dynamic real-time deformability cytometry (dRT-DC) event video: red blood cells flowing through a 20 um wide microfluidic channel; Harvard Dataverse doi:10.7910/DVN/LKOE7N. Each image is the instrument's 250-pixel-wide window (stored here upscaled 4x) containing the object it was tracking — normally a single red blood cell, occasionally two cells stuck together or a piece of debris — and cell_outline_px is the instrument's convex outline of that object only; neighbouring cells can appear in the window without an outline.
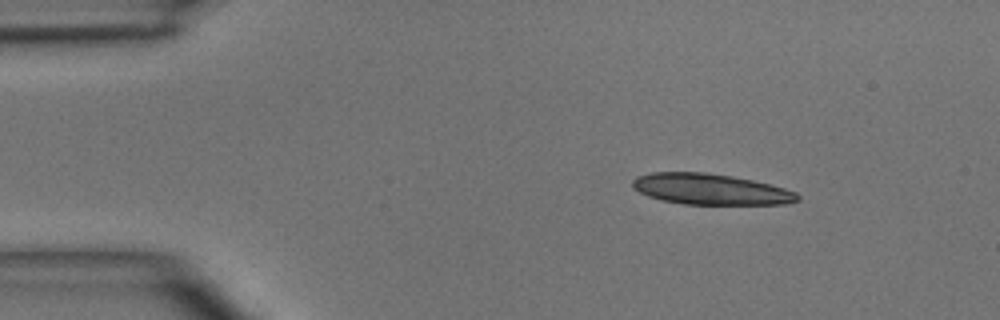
{"species": "common noctule bat (a hibernating species)", "species_latin": "Nyctalus noctula", "temperature_condition": "room temperature", "stored_images_in_passage": 4, "camera_frame_rate_fps": 3000, "um_per_image_px": 0.085, "animal": {"sex": "male", "body_mass_g": 15.6}, "frame": {"image": 1, "passage_image": 1, "time_ms": 0.0, "image_size_px": [1000, 320], "cell_outline_px": [[800, 200], [784, 204], [684, 204], [664, 200], [648, 196], [632, 188], [632, 180], [636, 176], [652, 172], [704, 172], [732, 176], [752, 180], [784, 188], [796, 192], [800, 196]], "centroid_in_image_um": [60.38, 16.08], "position_along_channel_um": 24.6, "area_um2": 29.59}}